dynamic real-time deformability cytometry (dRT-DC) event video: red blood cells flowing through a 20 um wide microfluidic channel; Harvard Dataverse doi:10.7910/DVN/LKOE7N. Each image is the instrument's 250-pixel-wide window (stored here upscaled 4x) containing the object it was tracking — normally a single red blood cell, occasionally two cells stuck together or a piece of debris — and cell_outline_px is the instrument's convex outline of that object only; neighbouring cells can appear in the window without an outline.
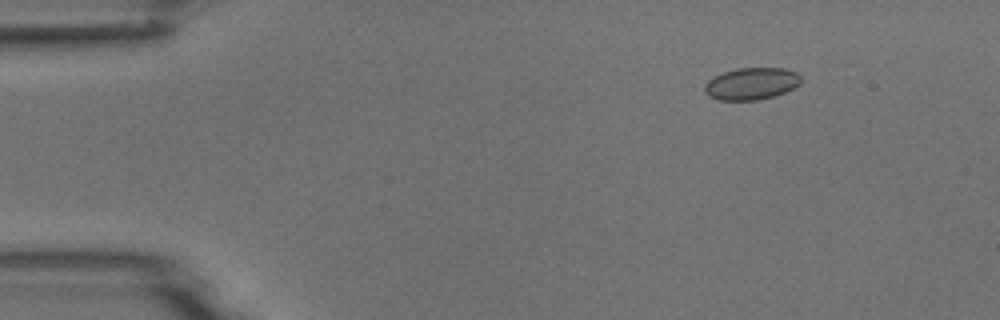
{"species": "common noctule bat (a hibernating species)", "species_latin": "Nyctalus noctula", "temperature_condition": "room temperature", "stored_images_in_passage": 7, "camera_frame_rate_fps": 3000, "um_per_image_px": 0.085, "animal": {"sex": "male", "body_mass_g": 18.8}, "frame": {"image": 1, "passage_image": 2, "time_ms": 1.0, "image_size_px": [1000, 320], "cell_outline_px": [[800, 84], [784, 92], [772, 96], [756, 100], [720, 100], [708, 96], [704, 92], [704, 84], [708, 80], [724, 72], [736, 68], [784, 68], [796, 72], [800, 76]], "centroid_in_image_um": [63.84, 7.11], "position_along_channel_um": 21.2, "area_um2": 17.86}}
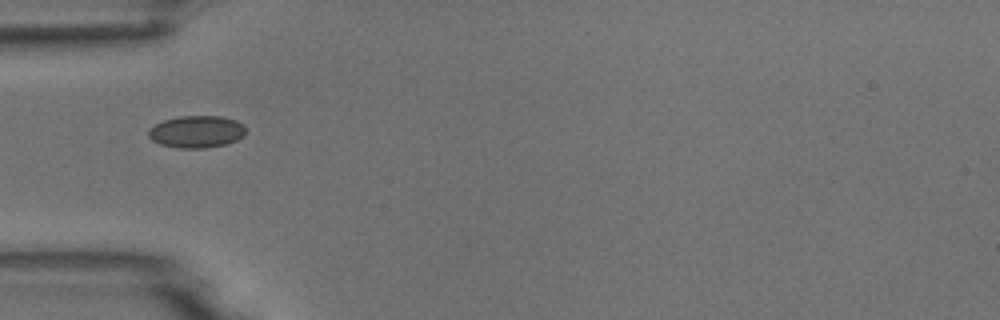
{"frame": {"image": 2, "passage_image": 4, "time_ms": 4.333, "image_size_px": [1000, 320], "cell_outline_px": [[244, 136], [236, 140], [224, 144], [204, 148], [180, 148], [160, 144], [152, 140], [148, 136], [148, 132], [156, 124], [164, 120], [180, 116], [220, 116], [236, 120], [244, 124]], "centroid_in_image_um": [16.72, 11.19], "position_along_channel_um": 68.3, "area_um2": 18.03}}